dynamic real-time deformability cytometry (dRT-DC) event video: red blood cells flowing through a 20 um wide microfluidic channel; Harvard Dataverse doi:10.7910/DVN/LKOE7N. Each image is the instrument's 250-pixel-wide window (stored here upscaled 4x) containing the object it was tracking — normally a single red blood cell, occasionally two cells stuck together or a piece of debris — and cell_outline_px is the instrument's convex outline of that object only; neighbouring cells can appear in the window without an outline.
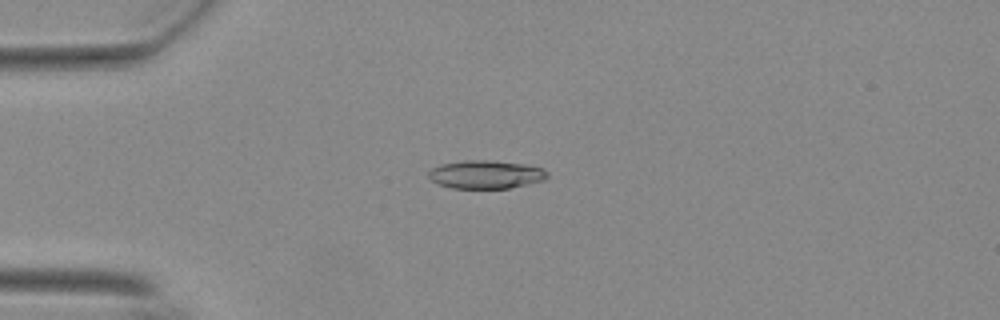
{"species": "Egyptian fruit bat (a non-hibernating species)", "species_latin": "Rousettus aegyptiacus", "temperature_condition": "warm", "stored_images_in_passage": 56, "camera_frame_rate_fps": 3000, "um_per_image_px": 0.085, "animal": {"sex": "female"}, "frame": {"image": 1, "passage_image": 15, "time_ms": 4.667, "image_size_px": [1000, 320], "cell_outline_px": [[548, 176], [544, 180], [508, 188], [452, 188], [436, 184], [428, 176], [428, 172], [432, 168], [440, 164], [464, 160], [488, 160], [524, 164], [544, 168], [548, 172]], "centroid_in_image_um": [41.28, 14.82], "position_along_channel_um": 43.7, "area_um2": 19.59}}
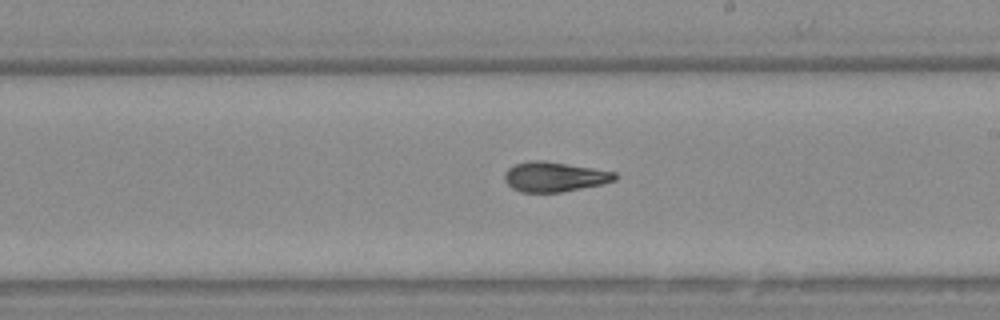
{"frame": {"image": 2, "passage_image": 33, "time_ms": 10.667, "image_size_px": [1000, 320], "cell_outline_px": [[616, 180], [600, 184], [560, 192], [520, 192], [512, 188], [504, 180], [504, 172], [508, 168], [516, 164], [532, 160], [544, 160], [616, 172]], "centroid_in_image_um": [47.08, 15.02], "position_along_channel_um": 241.9, "area_um2": 19.02}}
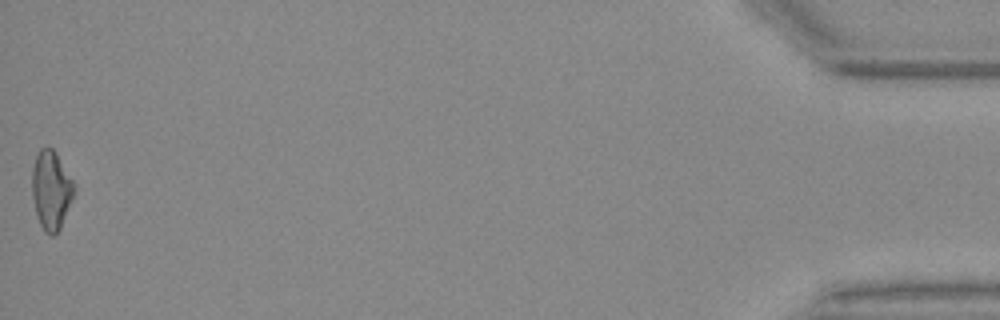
{"frame": {"image": 3, "passage_image": 56, "time_ms": 18.333, "image_size_px": [1000, 320], "cell_outline_px": [[76, 184], [72, 196], [60, 228], [56, 236], [52, 236], [44, 232], [36, 216], [32, 196], [32, 168], [36, 156], [40, 148], [48, 144], [56, 152]], "centroid_in_image_um": [4.33, 16.13], "position_along_channel_um": 430.9, "area_um2": 19.48}, "authors_computed_cell_mechanics": {"area_um2": 19.3052, "velocity_mm_per_s": 3.7184, "shape_relaxation_time_tau1_ms": null, "shape_relaxation_time_tau2_ms": 1.6588, "deformation_change_tau1": null, "deformation_change_tau2": 0.0844}}